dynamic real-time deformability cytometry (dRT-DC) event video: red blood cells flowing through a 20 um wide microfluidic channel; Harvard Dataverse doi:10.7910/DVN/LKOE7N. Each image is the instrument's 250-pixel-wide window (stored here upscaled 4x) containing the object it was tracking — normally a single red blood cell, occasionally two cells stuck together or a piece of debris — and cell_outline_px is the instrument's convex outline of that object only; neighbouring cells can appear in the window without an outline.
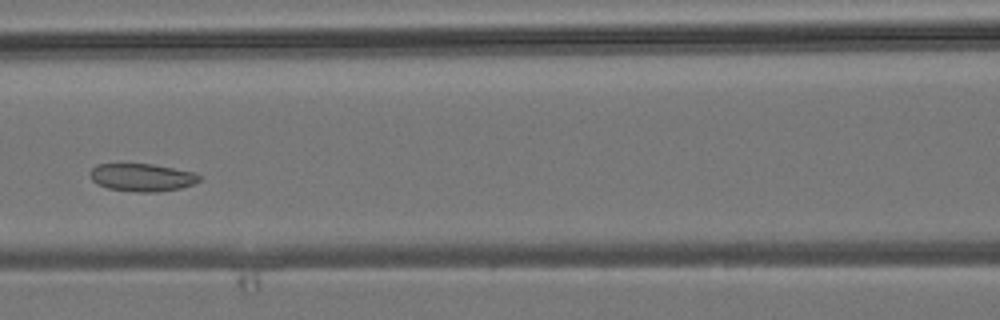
{"species": "common noctule bat (a hibernating species)", "species_latin": "Nyctalus noctula", "temperature_condition": "room temperature", "stored_images_in_passage": 5, "camera_frame_rate_fps": 3000, "um_per_image_px": 0.085, "animal": {"sex": "male", "body_mass_g": 19.2, "forearm_length_mm": 51.8}, "frame": {"image": 1, "passage_image": 4, "time_ms": 3.333, "image_size_px": [1000, 320], "cell_outline_px": [[200, 180], [192, 184], [180, 188], [156, 192], [140, 192], [108, 188], [96, 184], [92, 180], [88, 172], [96, 164], [152, 164], [192, 172], [200, 176]], "centroid_in_image_um": [12.01, 15.08], "position_along_channel_um": 154.6, "area_um2": 17.51}}
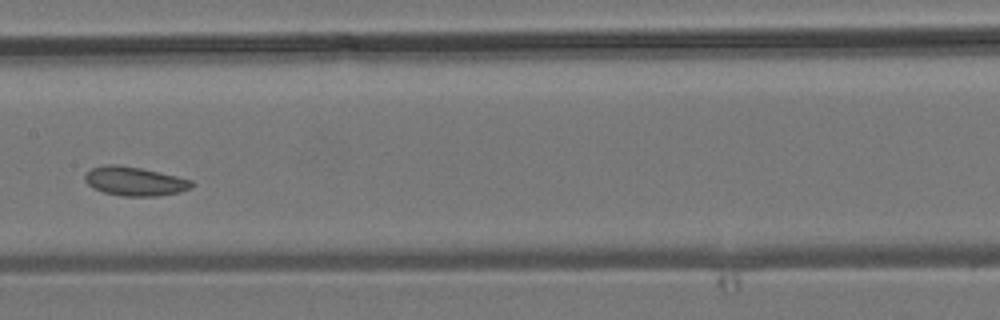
{"frame": {"image": 2, "passage_image": 5, "time_ms": 4.333, "image_size_px": [1000, 320], "cell_outline_px": [[196, 184], [192, 188], [180, 192], [160, 196], [124, 196], [104, 192], [92, 188], [84, 180], [84, 176], [92, 168], [104, 164], [116, 164], [140, 168], [176, 176], [192, 180]], "centroid_in_image_um": [11.47, 15.41], "position_along_channel_um": 195.9, "area_um2": 18.09}}